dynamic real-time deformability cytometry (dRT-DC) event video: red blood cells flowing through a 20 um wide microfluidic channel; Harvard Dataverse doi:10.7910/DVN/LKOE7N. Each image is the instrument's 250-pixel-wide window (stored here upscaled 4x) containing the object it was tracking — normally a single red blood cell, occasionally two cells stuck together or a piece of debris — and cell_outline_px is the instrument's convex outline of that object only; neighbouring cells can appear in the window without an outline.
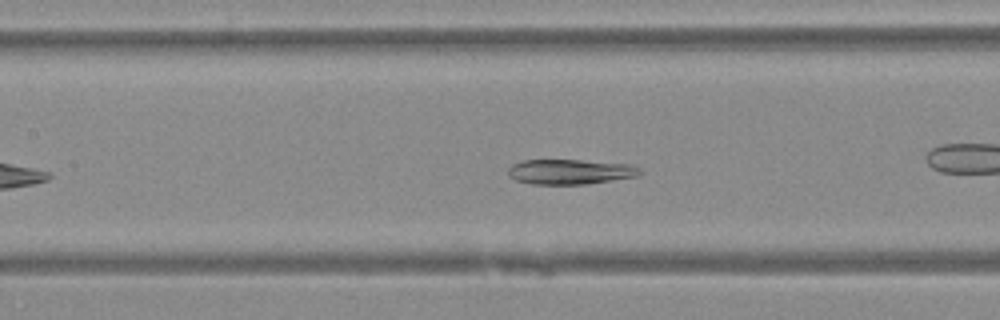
{"species": "Egyptian fruit bat (a non-hibernating species)", "species_latin": "Rousettus aegyptiacus", "temperature_condition": "warm", "stored_images_in_passage": 33, "camera_frame_rate_fps": 3000, "um_per_image_px": 0.085, "animal": {"sex": "female"}, "frame": {"image": 1, "passage_image": 6, "time_ms": 1.667, "image_size_px": [1000, 320], "cell_outline_px": [[640, 172], [636, 176], [588, 184], [532, 184], [516, 180], [508, 176], [508, 168], [512, 164], [524, 160], [580, 160], [632, 164], [640, 168]], "centroid_in_image_um": [48.44, 14.59], "position_along_channel_um": 159.0, "area_um2": 19.19}}
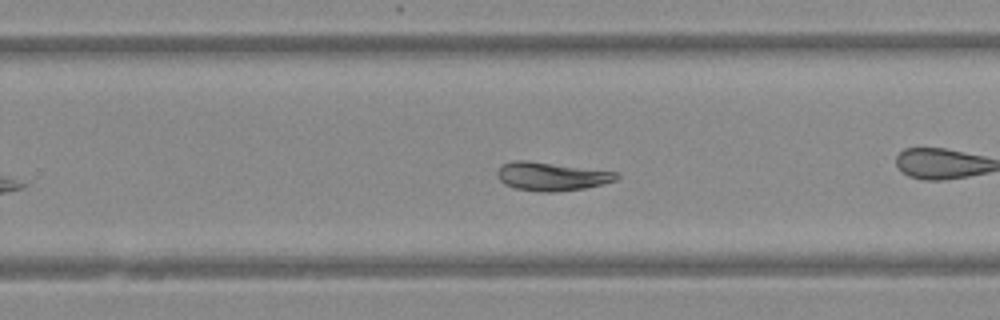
{"frame": {"image": 2, "passage_image": 15, "time_ms": 4.667, "image_size_px": [1000, 320], "cell_outline_px": [[620, 176], [616, 180], [584, 188], [552, 192], [540, 192], [516, 188], [504, 184], [496, 176], [496, 172], [504, 164], [512, 160], [528, 160], [620, 172]], "centroid_in_image_um": [46.88, 14.98], "position_along_channel_um": 282.9, "area_um2": 19.83}}